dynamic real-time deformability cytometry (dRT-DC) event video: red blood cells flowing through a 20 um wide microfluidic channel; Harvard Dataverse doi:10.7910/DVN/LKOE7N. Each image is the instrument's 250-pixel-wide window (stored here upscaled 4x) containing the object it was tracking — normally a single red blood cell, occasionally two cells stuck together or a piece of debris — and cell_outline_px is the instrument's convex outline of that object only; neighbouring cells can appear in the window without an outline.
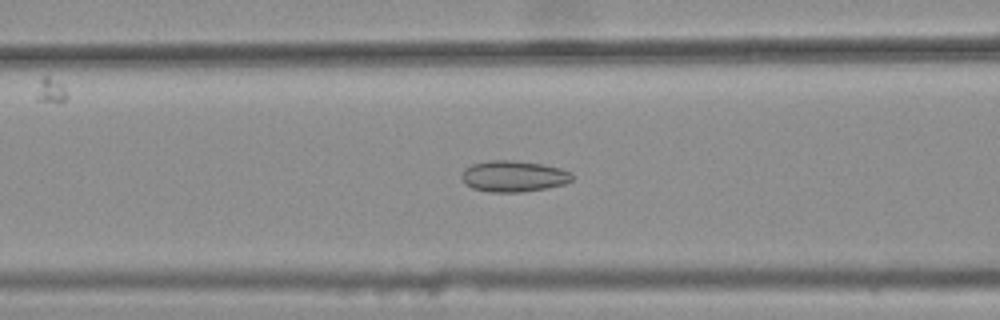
{"species": "common noctule bat (a hibernating species)", "species_latin": "Nyctalus noctula", "temperature_condition": "warm", "stored_images_in_passage": 26, "camera_frame_rate_fps": 3000, "um_per_image_px": 0.085, "animal": {"sex": "female", "body_mass_g": 25.1}, "frame": {"image": 1, "passage_image": 6, "time_ms": 1.667, "image_size_px": [1000, 320], "cell_outline_px": [[572, 180], [564, 184], [544, 188], [520, 192], [488, 192], [472, 188], [464, 184], [460, 176], [464, 168], [472, 164], [488, 160], [512, 160], [544, 164], [560, 168], [572, 172]], "centroid_in_image_um": [43.61, 14.97], "position_along_channel_um": 123.0, "area_um2": 20.23}}
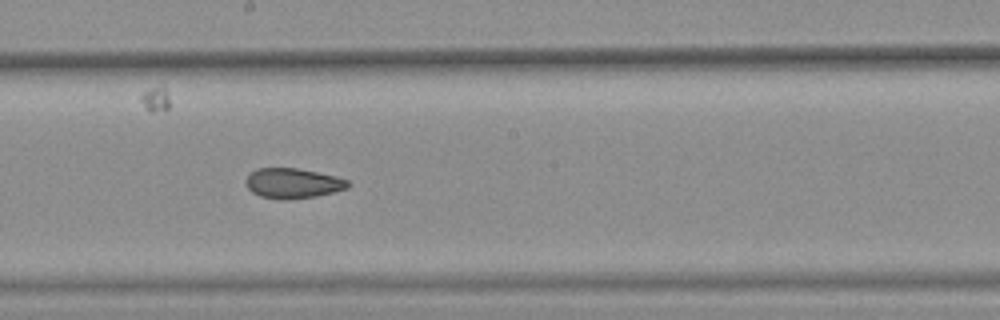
{"frame": {"image": 2, "passage_image": 14, "time_ms": 4.333, "image_size_px": [1000, 320], "cell_outline_px": [[352, 184], [348, 188], [316, 196], [284, 200], [280, 200], [260, 196], [252, 192], [248, 188], [244, 180], [256, 168], [296, 168], [336, 176], [348, 180]], "centroid_in_image_um": [24.89, 15.58], "position_along_channel_um": 223.3, "area_um2": 17.92}}
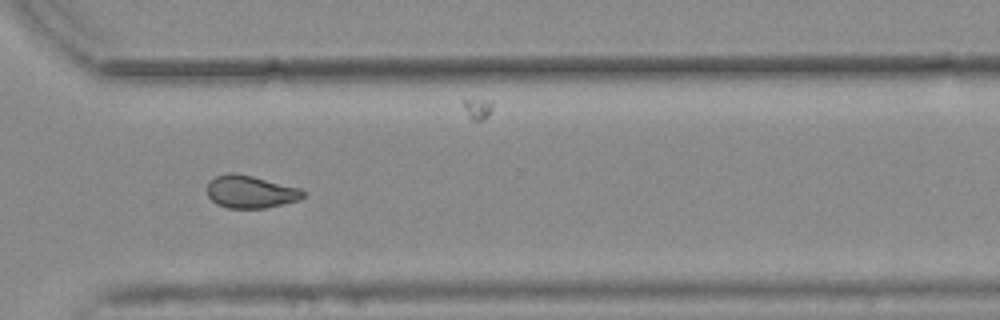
{"frame": {"image": 3, "passage_image": 24, "time_ms": 7.667, "image_size_px": [1000, 320], "cell_outline_px": [[304, 196], [300, 200], [264, 208], [228, 208], [216, 204], [208, 196], [208, 180], [216, 176], [228, 172], [232, 172], [252, 176], [300, 188], [304, 192]], "centroid_in_image_um": [21.27, 16.3], "position_along_channel_um": 349.3, "area_um2": 18.21}, "authors_computed_cell_mechanics": {"area_um2": 18.1781, "velocity_mm_per_s": 3.7702, "shape_relaxation_time_tau1_ms": null, "shape_relaxation_time_tau2_ms": 2.3514, "deformation_change_tau1": null, "deformation_change_tau2": 0.0795}}